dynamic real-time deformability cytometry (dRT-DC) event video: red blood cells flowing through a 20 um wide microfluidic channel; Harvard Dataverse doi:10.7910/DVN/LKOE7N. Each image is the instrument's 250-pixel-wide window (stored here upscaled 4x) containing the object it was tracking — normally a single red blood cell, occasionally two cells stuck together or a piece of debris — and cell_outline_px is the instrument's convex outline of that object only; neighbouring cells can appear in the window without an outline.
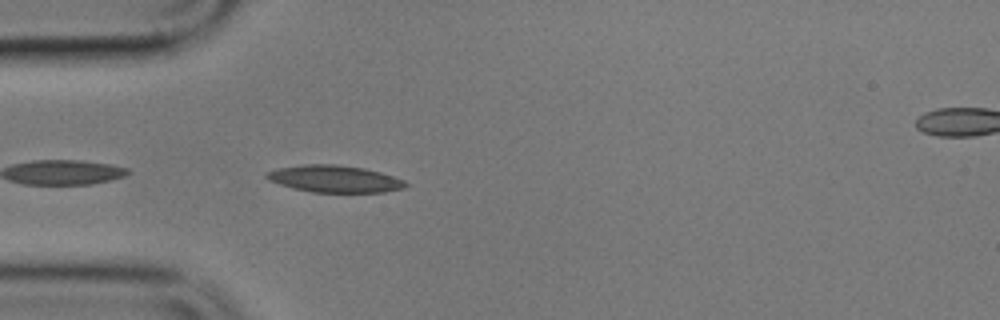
{"species": "common noctule bat (a hibernating species)", "species_latin": "Nyctalus noctula", "temperature_condition": "cold", "stored_images_in_passage": 3, "segment_of_instrument_passage": [1, 2], "camera_frame_rate_fps": 3000, "um_per_image_px": 0.085, "animal": {"sex": "male", "body_mass_g": 17.9}, "frame": {"image": 1, "passage_image": 2, "time_ms": 1.0, "image_size_px": [1000, 320], "cell_outline_px": [[408, 184], [404, 188], [384, 192], [312, 192], [292, 188], [268, 180], [264, 176], [264, 172], [276, 168], [304, 164], [336, 164], [364, 168], [380, 172], [404, 180]], "centroid_in_image_um": [28.39, 15.2], "position_along_channel_um": 56.6, "area_um2": 21.96}}